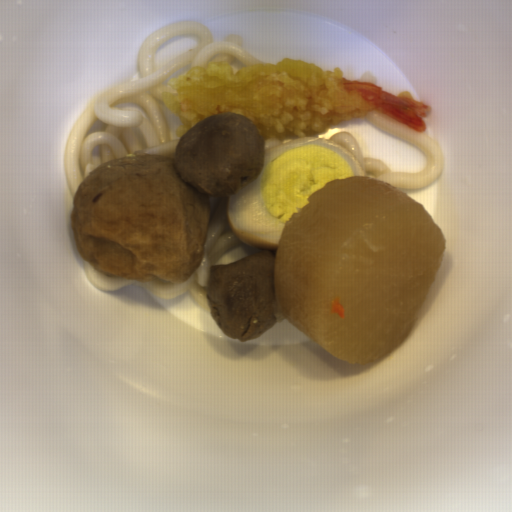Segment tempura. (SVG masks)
Wrapping results in <instances>:
<instances>
[{"mask_svg":"<svg viewBox=\"0 0 512 512\" xmlns=\"http://www.w3.org/2000/svg\"><path fill=\"white\" fill-rule=\"evenodd\" d=\"M162 100L182 121L175 129L180 139L196 123L219 112L247 117L263 141L311 137L369 113L423 134L424 119L432 110L409 92L394 94L344 77L340 67L325 70L290 58L254 63L237 72L224 61L190 68L171 81Z\"/></svg>","mask_w":512,"mask_h":512,"instance_id":"8679c707","label":"tempura"}]
</instances>
